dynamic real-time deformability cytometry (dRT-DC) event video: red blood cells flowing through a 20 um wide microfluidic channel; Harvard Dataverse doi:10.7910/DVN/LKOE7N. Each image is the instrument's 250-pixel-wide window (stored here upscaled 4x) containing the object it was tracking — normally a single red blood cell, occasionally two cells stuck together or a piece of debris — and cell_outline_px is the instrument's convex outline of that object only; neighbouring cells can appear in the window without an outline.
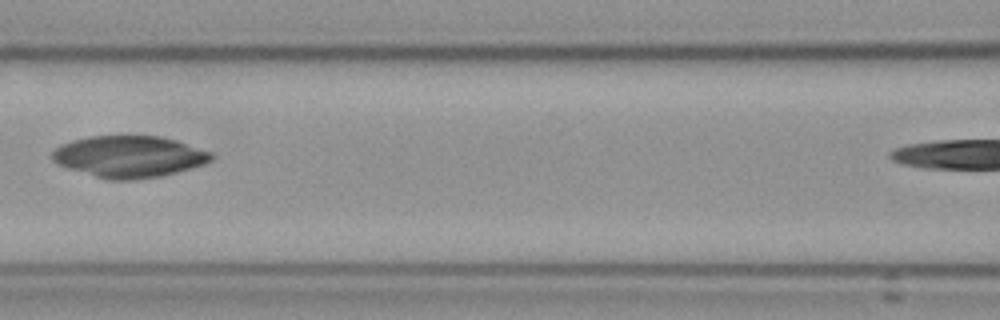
{"species": "Egyptian fruit bat (a non-hibernating species)", "species_latin": "Rousettus aegyptiacus", "temperature_condition": "cold", "stored_images_in_passage": 5, "camera_frame_rate_fps": 3000, "um_per_image_px": 0.085, "frame": {"image": 1, "passage_image": 5, "time_ms": 5.333, "image_size_px": [1000, 320], "cell_outline_px": [[212, 160], [204, 164], [192, 168], [160, 176], [132, 180], [108, 180], [68, 168], [56, 164], [52, 160], [52, 152], [60, 144], [72, 140], [88, 136], [160, 136], [176, 140], [212, 152]], "centroid_in_image_um": [10.96, 13.31], "position_along_channel_um": 155.6, "area_um2": 38.61}}